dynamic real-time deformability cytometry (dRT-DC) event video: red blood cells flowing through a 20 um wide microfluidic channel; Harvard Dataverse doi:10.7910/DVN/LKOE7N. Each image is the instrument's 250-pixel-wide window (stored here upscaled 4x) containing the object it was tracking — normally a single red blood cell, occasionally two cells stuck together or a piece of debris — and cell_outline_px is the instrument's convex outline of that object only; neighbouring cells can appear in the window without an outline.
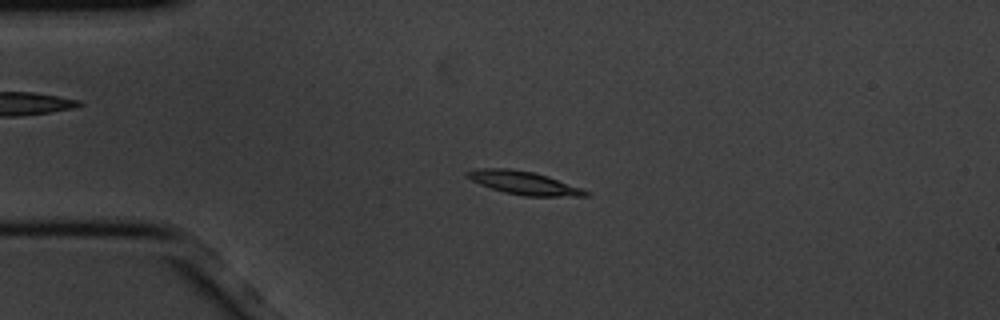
{"species": "common noctule bat (a hibernating species)", "species_latin": "Nyctalus noctula", "temperature_condition": "cold", "stored_images_in_passage": 5, "camera_frame_rate_fps": 3000, "um_per_image_px": 0.085, "animal": {"sex": "male", "body_mass_g": 20.1, "forearm_length_mm": 53.5}, "frame": {"image": 1, "passage_image": 4, "time_ms": 1.0, "image_size_px": [1000, 320], "cell_outline_px": [[592, 192], [588, 196], [524, 196], [504, 192], [480, 184], [464, 176], [464, 172], [480, 168], [508, 168], [532, 172], [548, 176]], "centroid_in_image_um": [44.52, 15.54], "position_along_channel_um": 40.5, "area_um2": 15.95}}